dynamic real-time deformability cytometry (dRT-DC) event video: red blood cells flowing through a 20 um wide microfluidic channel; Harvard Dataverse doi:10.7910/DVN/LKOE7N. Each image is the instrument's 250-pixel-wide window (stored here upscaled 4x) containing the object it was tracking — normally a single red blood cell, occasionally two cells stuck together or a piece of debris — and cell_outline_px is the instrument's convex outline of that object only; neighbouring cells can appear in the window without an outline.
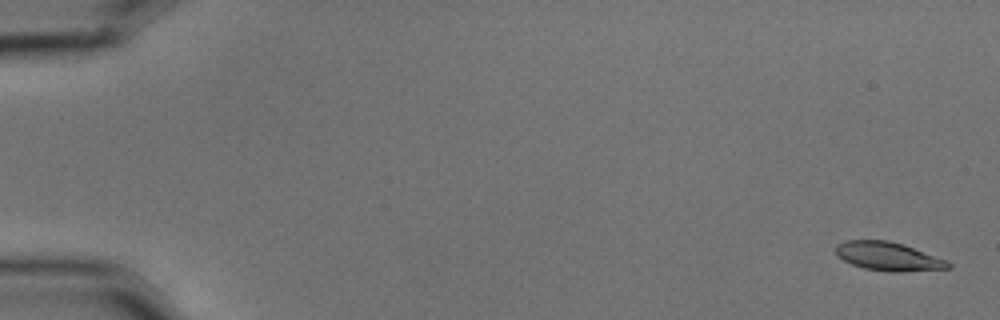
{"species": "common noctule bat (a hibernating species)", "species_latin": "Nyctalus noctula", "temperature_condition": "cold", "stored_images_in_passage": 6, "camera_frame_rate_fps": 3000, "um_per_image_px": 0.085, "animal": {"sex": "male", "body_mass_g": 15.6}, "frame": {"image": 1, "passage_image": 1, "time_ms": 0.0, "image_size_px": [1000, 320], "cell_outline_px": [[952, 268], [900, 272], [888, 272], [864, 268], [852, 264], [844, 260], [836, 252], [836, 244], [844, 240], [888, 240], [904, 244], [948, 260], [952, 264]], "centroid_in_image_um": [75.55, 21.79], "position_along_channel_um": 9.5, "area_um2": 18.9}}
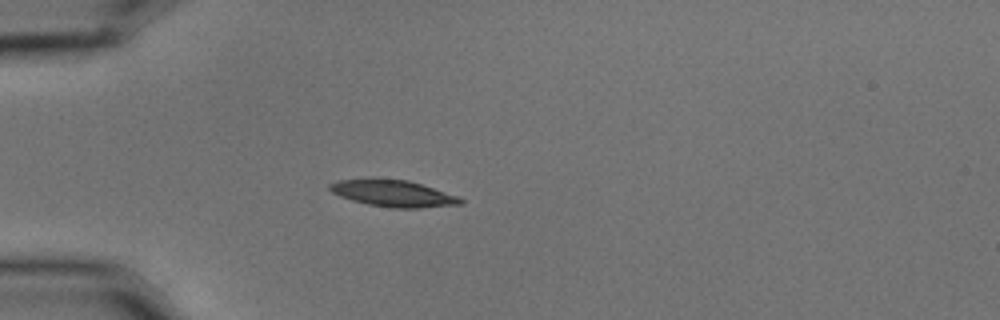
{"frame": {"image": 2, "passage_image": 5, "time_ms": 1.333, "image_size_px": [1000, 320], "cell_outline_px": [[464, 204], [420, 208], [392, 208], [368, 204], [352, 200], [340, 196], [332, 192], [328, 188], [328, 184], [336, 180], [372, 176], [408, 180], [460, 196], [464, 200]], "centroid_in_image_um": [33.39, 16.4], "position_along_channel_um": 51.6, "area_um2": 21.04}}